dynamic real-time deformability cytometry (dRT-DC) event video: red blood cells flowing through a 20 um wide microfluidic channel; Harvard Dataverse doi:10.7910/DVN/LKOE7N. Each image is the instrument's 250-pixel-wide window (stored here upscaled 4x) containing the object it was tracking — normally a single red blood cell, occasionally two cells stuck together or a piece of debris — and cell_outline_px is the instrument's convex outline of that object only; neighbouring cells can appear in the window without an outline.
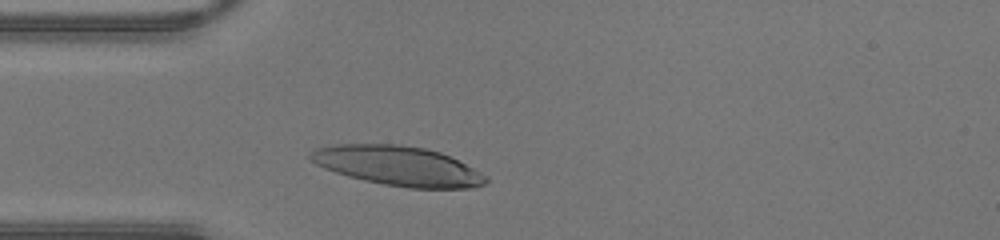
{"species": "human", "species_latin": "Homo sapiens", "temperature_condition": "warm", "stored_images_in_passage": 28, "camera_frame_rate_fps": 3000, "um_per_image_px": 0.085, "donor": {"sex": "male"}, "frame": {"image": 1, "passage_image": 5, "time_ms": 1.333, "image_size_px": [1000, 240], "cell_outline_px": [[488, 180], [484, 184], [472, 188], [408, 188], [384, 184], [364, 180], [348, 176], [324, 168], [316, 164], [308, 156], [316, 148], [336, 144], [400, 144], [424, 148], [440, 152], [488, 176]], "centroid_in_image_um": [33.82, 14.1], "position_along_channel_um": 51.2, "area_um2": 40.11}}
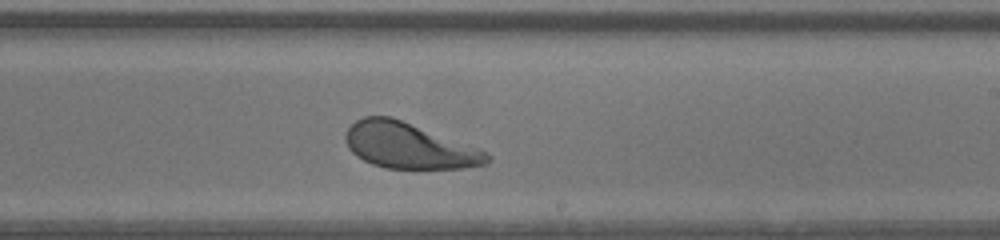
{"frame": {"image": 2, "passage_image": 19, "time_ms": 6.0, "image_size_px": [1000, 240], "cell_outline_px": [[492, 160], [488, 164], [460, 168], [384, 168], [372, 164], [356, 156], [348, 148], [344, 140], [344, 136], [348, 128], [356, 120], [364, 116], [392, 116], [480, 148], [488, 152], [492, 156]], "centroid_in_image_um": [34.78, 12.38], "position_along_channel_um": 254.2, "area_um2": 38.03}}
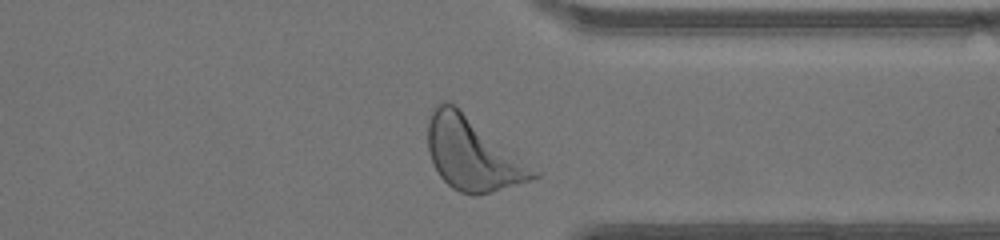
{"frame": {"image": 3, "passage_image": 27, "time_ms": 8.667, "image_size_px": [1000, 240], "cell_outline_px": [[540, 176], [528, 180], [476, 196], [472, 196], [460, 192], [452, 188], [440, 176], [432, 164], [428, 152], [428, 120], [432, 108], [436, 104], [444, 100], [452, 100], [540, 172]], "centroid_in_image_um": [40.12, 13.02], "position_along_channel_um": 371.3, "area_um2": 45.2}}